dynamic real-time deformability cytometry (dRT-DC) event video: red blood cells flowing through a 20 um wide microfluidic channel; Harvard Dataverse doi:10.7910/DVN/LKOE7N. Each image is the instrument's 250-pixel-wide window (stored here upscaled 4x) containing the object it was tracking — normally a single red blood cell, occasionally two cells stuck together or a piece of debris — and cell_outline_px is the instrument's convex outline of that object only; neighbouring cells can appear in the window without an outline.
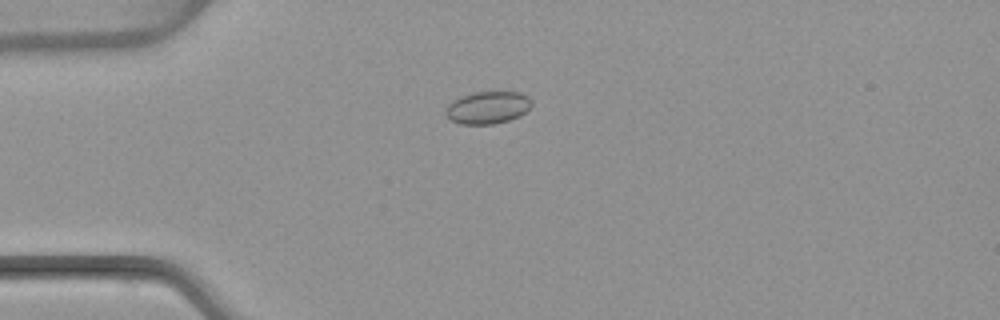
{"species": "common noctule bat (a hibernating species)", "species_latin": "Nyctalus noctula", "temperature_condition": "warm", "stored_images_in_passage": 5, "camera_frame_rate_fps": 3000, "um_per_image_px": 0.085, "animal": {"sex": "female", "body_mass_g": 22.7, "forearm_length_mm": 54.2}, "frame": {"image": 1, "passage_image": 3, "time_ms": 2.667, "image_size_px": [1000, 320], "cell_outline_px": [[532, 104], [520, 116], [508, 120], [492, 124], [460, 124], [452, 120], [444, 112], [448, 104], [452, 100], [460, 96], [472, 92], [520, 92], [528, 96], [532, 100]], "centroid_in_image_um": [41.44, 9.13], "position_along_channel_um": 43.6, "area_um2": 16.24}}
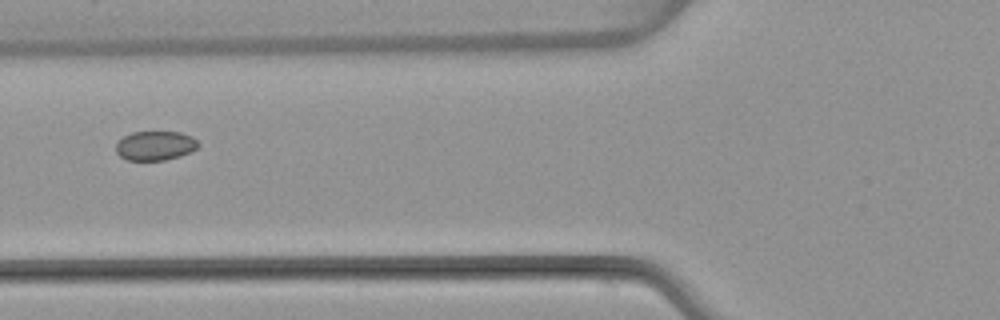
{"frame": {"image": 2, "passage_image": 5, "time_ms": 5.0, "image_size_px": [1000, 320], "cell_outline_px": [[200, 144], [192, 152], [180, 156], [164, 160], [128, 160], [120, 156], [116, 152], [116, 144], [124, 136], [132, 132], [180, 132], [192, 136]], "centroid_in_image_um": [13.21, 12.38], "position_along_channel_um": 112.6, "area_um2": 14.05}}